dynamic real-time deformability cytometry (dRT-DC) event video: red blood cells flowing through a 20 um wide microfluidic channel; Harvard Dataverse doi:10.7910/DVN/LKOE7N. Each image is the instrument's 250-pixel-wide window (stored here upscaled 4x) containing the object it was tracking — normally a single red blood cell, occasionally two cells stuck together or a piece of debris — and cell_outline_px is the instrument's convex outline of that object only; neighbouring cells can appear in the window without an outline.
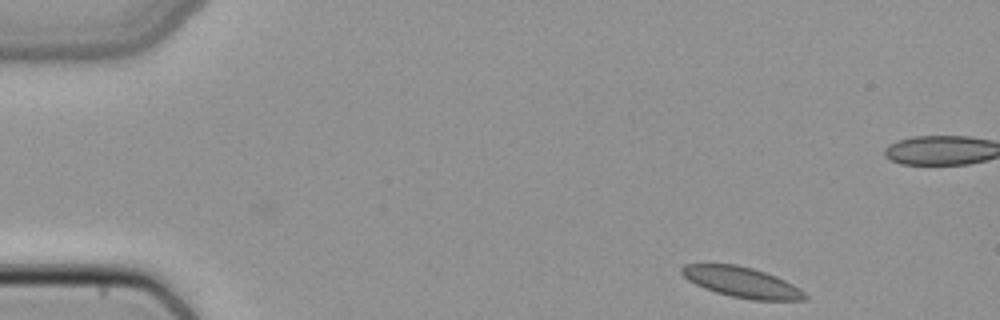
{"species": "common noctule bat (a hibernating species)", "species_latin": "Nyctalus noctula", "temperature_condition": "cold", "stored_images_in_passage": 40, "camera_frame_rate_fps": 3000, "um_per_image_px": 0.085, "animal": {"sex": "female", "body_mass_g": 22.7, "forearm_length_mm": 54.2}, "frame": {"image": 1, "passage_image": 1, "time_ms": 0.0, "image_size_px": [1000, 320], "cell_outline_px": [[808, 296], [804, 300], [752, 300], [732, 296], [716, 292], [704, 288], [688, 280], [680, 272], [680, 268], [684, 264], [736, 264], [752, 268], [776, 276], [800, 288]], "centroid_in_image_um": [63.04, 23.98], "position_along_channel_um": 22.0, "area_um2": 21.73}}
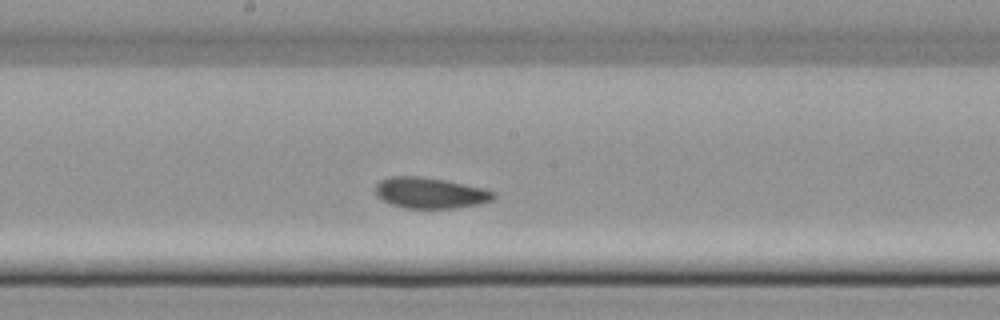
{"frame": {"image": 2, "passage_image": 22, "time_ms": 7.0, "image_size_px": [1000, 320], "cell_outline_px": [[496, 196], [492, 200], [480, 204], [456, 208], [404, 208], [388, 204], [376, 196], [376, 184], [380, 180], [388, 176], [420, 176], [448, 180], [484, 188], [496, 192]], "centroid_in_image_um": [36.56, 16.39], "position_along_channel_um": 211.6, "area_um2": 21.68}}
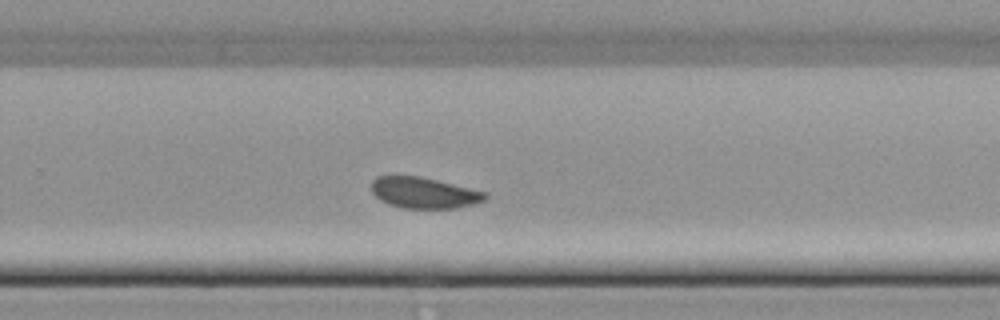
{"frame": {"image": 3, "passage_image": 28, "time_ms": 9.0, "image_size_px": [1000, 320], "cell_outline_px": [[488, 196], [484, 200], [476, 204], [456, 208], [404, 208], [388, 204], [380, 200], [372, 192], [372, 180], [376, 176], [420, 176], [484, 192]], "centroid_in_image_um": [36.01, 16.39], "position_along_channel_um": 293.8, "area_um2": 20.35}}